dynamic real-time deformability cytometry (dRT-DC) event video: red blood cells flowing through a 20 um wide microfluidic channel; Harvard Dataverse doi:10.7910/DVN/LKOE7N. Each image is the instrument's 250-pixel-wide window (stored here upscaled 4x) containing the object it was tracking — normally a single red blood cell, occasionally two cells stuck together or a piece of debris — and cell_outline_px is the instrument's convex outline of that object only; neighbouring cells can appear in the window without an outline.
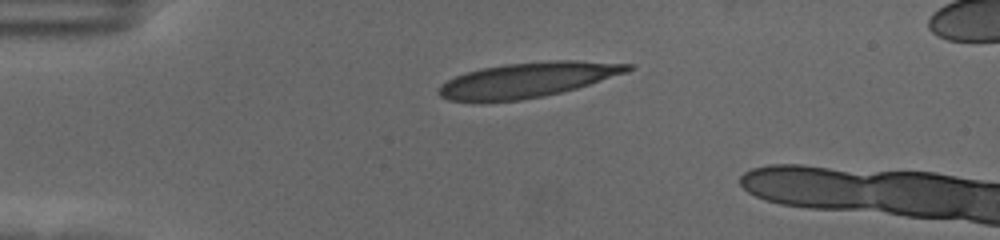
{"species": "human", "species_latin": "Homo sapiens", "temperature_condition": "cold", "stored_images_in_passage": 6, "camera_frame_rate_fps": 3000, "um_per_image_px": 0.085, "donor": {"sex": "female"}, "frame": {"image": 1, "passage_image": 1, "time_ms": 0.0, "image_size_px": [1000, 240], "cell_outline_px": [[636, 68], [628, 72], [576, 88], [544, 96], [520, 100], [448, 100], [440, 96], [436, 92], [448, 80], [456, 76], [480, 68], [504, 64], [552, 60], [576, 60], [636, 64]], "centroid_in_image_um": [44.94, 6.76], "position_along_channel_um": 40.1, "area_um2": 38.09}}